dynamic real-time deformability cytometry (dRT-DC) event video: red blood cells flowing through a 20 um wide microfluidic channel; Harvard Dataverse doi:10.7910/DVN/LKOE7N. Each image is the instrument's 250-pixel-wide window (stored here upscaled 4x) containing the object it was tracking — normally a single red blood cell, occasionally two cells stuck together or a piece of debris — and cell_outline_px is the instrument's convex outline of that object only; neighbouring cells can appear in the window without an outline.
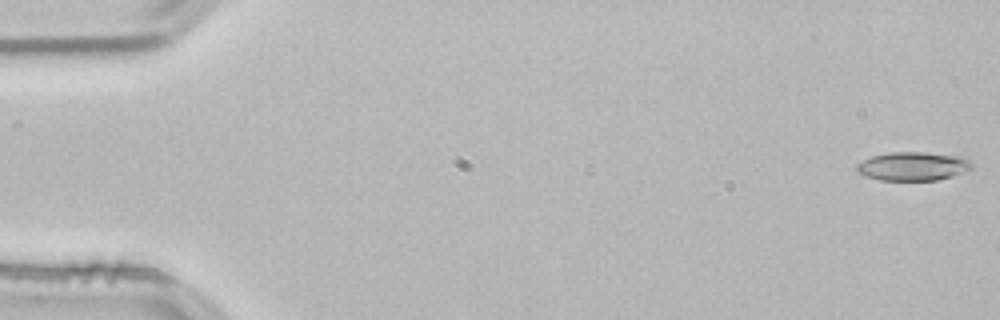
{"species": "common noctule bat (a hibernating species)", "species_latin": "Nyctalus noctula", "temperature_condition": "room temperature", "stored_images_in_passage": 53, "camera_frame_rate_fps": 3000, "um_per_image_px": 0.085, "animal": {"sex": "male", "body_mass_g": 21.5, "forearm_length_mm": 52.0}, "frame": {"image": 1, "passage_image": 1, "time_ms": 0.0, "image_size_px": [1000, 320], "cell_outline_px": [[972, 168], [964, 172], [952, 176], [936, 180], [880, 180], [864, 176], [856, 172], [856, 164], [872, 156], [892, 152], [924, 152], [956, 156], [968, 160], [972, 164]], "centroid_in_image_um": [77.55, 14.14], "position_along_channel_um": 7.4, "area_um2": 19.07}}
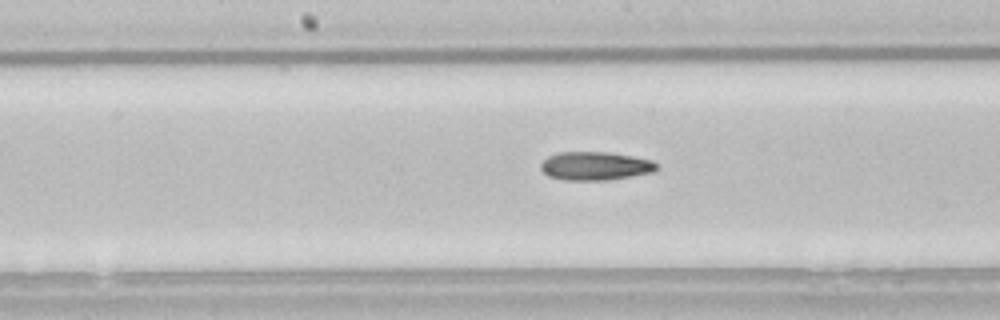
{"frame": {"image": 2, "passage_image": 27, "time_ms": 8.667, "image_size_px": [1000, 320], "cell_outline_px": [[656, 168], [652, 172], [604, 180], [564, 180], [548, 176], [540, 168], [540, 164], [548, 156], [560, 152], [608, 152], [632, 156], [652, 160], [656, 164]], "centroid_in_image_um": [50.54, 14.1], "position_along_channel_um": 197.7, "area_um2": 18.96}}
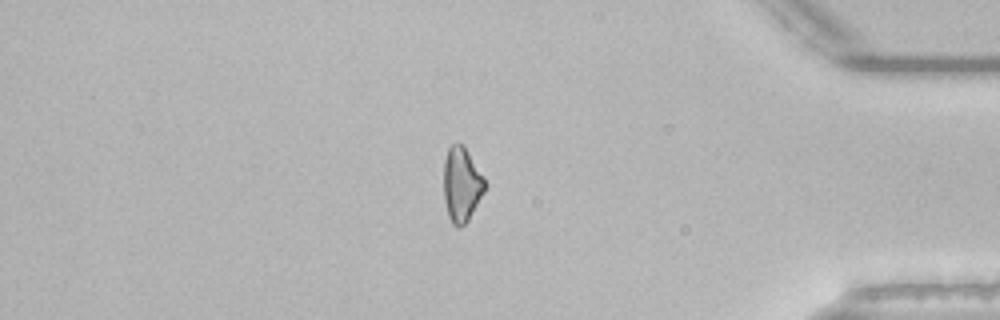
{"frame": {"image": 3, "passage_image": 45, "time_ms": 14.667, "image_size_px": [1000, 320], "cell_outline_px": [[488, 184], [484, 192], [468, 220], [460, 228], [456, 228], [452, 224], [448, 216], [444, 200], [444, 160], [448, 148], [452, 144], [464, 144], [484, 176]], "centroid_in_image_um": [39.25, 15.68], "position_along_channel_um": 395.9, "area_um2": 18.21}, "authors_computed_cell_mechanics": {"area_um2": 18.9584, "velocity_mm_per_s": 3.8603, "shape_relaxation_time_tau1_ms": 8.8047, "shape_relaxation_time_tau2_ms": 7.8763, "deformation_change_tau1": 0.1989, "deformation_change_tau2": 0.2021}}